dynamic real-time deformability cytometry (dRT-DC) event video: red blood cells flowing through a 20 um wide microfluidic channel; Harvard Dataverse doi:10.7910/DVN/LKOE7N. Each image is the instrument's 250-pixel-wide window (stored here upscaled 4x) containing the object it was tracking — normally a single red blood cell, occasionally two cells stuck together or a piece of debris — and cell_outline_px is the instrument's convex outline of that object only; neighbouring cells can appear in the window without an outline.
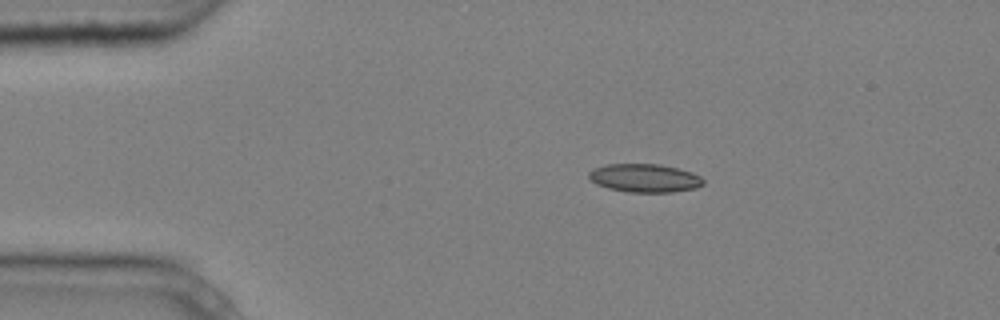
{"species": "common noctule bat (a hibernating species)", "species_latin": "Nyctalus noctula", "temperature_condition": "cold", "stored_images_in_passage": 3, "camera_frame_rate_fps": 3000, "um_per_image_px": 0.085, "animal": {"sex": "male", "body_mass_g": 20.4}, "frame": {"image": 1, "passage_image": 1, "time_ms": 0.0, "image_size_px": [1000, 320], "cell_outline_px": [[704, 184], [696, 188], [672, 192], [628, 192], [608, 188], [596, 184], [588, 176], [588, 172], [592, 168], [604, 164], [660, 164], [692, 172], [700, 176], [704, 180]], "centroid_in_image_um": [54.78, 15.13], "position_along_channel_um": 30.2, "area_um2": 19.02}}